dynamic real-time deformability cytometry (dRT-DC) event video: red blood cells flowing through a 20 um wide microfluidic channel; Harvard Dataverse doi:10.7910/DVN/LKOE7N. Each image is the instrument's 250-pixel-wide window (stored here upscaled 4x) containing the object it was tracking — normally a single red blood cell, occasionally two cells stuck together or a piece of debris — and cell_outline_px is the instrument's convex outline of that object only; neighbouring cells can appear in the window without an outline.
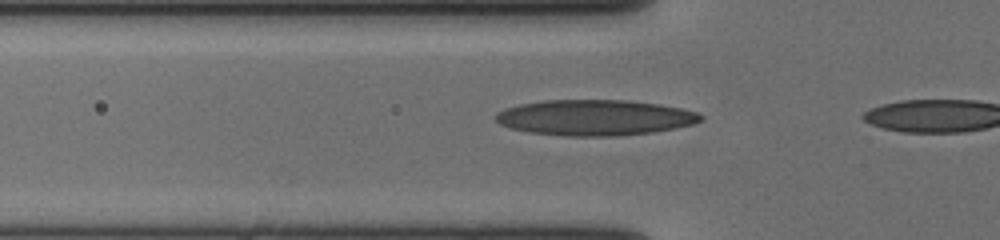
{"species": "human", "species_latin": "Homo sapiens", "temperature_condition": "cold", "stored_images_in_passage": 13, "camera_frame_rate_fps": 3000, "um_per_image_px": 0.085, "donor": {"sex": "female"}, "frame": {"image": 1, "passage_image": 11, "time_ms": 3.333, "image_size_px": [1000, 240], "cell_outline_px": [[704, 116], [700, 120], [692, 124], [652, 132], [616, 136], [564, 136], [528, 132], [512, 128], [500, 124], [492, 116], [496, 112], [504, 108], [520, 104], [544, 100], [624, 100], [660, 104], [680, 108], [696, 112]], "centroid_in_image_um": [50.49, 9.99], "position_along_channel_um": 75.3, "area_um2": 42.6}}